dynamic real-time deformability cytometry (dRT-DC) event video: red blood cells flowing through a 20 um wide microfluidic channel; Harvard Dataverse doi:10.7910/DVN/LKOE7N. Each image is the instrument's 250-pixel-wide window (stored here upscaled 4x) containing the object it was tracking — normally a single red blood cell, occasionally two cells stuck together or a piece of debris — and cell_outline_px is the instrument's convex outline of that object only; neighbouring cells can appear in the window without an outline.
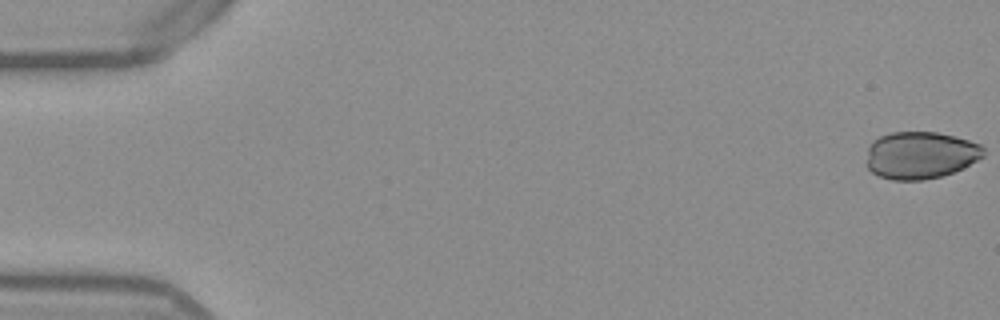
{"species": "Egyptian fruit bat (a non-hibernating species)", "species_latin": "Rousettus aegyptiacus", "temperature_condition": "warm", "stored_images_in_passage": 12, "camera_frame_rate_fps": 3000, "um_per_image_px": 0.085, "frame": {"image": 1, "passage_image": 1, "time_ms": 0.0, "image_size_px": [1000, 320], "cell_outline_px": [[984, 156], [964, 168], [940, 176], [924, 180], [892, 180], [880, 176], [872, 172], [868, 168], [868, 148], [872, 140], [880, 136], [892, 132], [936, 132], [956, 136], [980, 144], [984, 148]], "centroid_in_image_um": [78.25, 13.18], "position_along_channel_um": 6.7, "area_um2": 32.25}}